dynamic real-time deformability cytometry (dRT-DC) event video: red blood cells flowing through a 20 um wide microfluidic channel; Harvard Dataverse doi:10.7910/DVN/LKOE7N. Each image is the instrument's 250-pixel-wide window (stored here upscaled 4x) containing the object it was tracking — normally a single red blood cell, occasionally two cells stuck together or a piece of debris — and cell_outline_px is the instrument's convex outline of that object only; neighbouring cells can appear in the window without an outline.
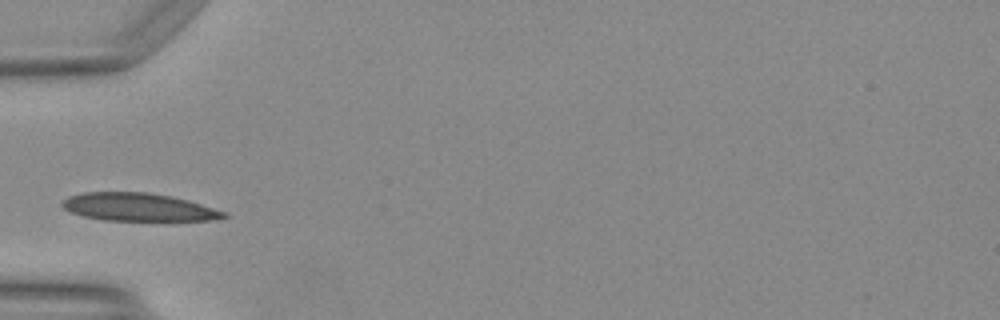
{"species": "Egyptian fruit bat (a non-hibernating species)", "species_latin": "Rousettus aegyptiacus", "temperature_condition": "warm", "stored_images_in_passage": 34, "camera_frame_rate_fps": 3000, "um_per_image_px": 0.085, "animal": {"sex": "female"}, "frame": {"image": 1, "passage_image": 1, "time_ms": 0.0, "image_size_px": [1000, 320], "cell_outline_px": [[228, 216], [212, 220], [104, 220], [80, 216], [68, 212], [60, 204], [68, 196], [84, 192], [148, 192], [172, 196], [188, 200], [228, 212]], "centroid_in_image_um": [11.74, 17.6], "position_along_channel_um": 73.3, "area_um2": 26.41}}
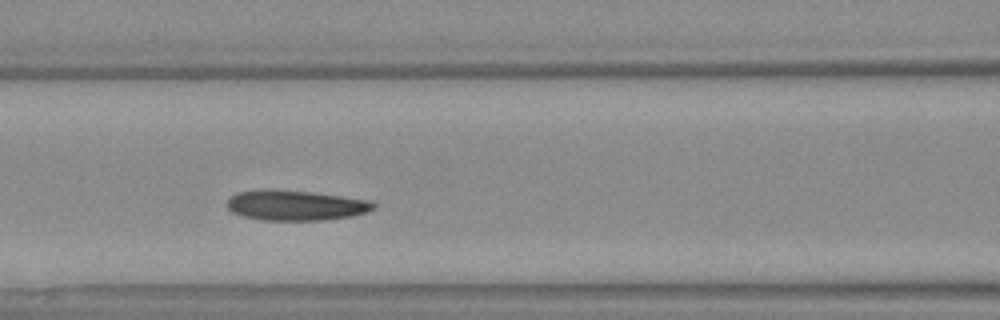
{"frame": {"image": 2, "passage_image": 6, "time_ms": 1.667, "image_size_px": [1000, 320], "cell_outline_px": [[376, 208], [368, 212], [352, 216], [324, 220], [260, 220], [244, 216], [232, 212], [228, 208], [228, 200], [236, 192], [312, 192], [368, 200], [376, 204]], "centroid_in_image_um": [25.22, 17.5], "position_along_channel_um": 141.4, "area_um2": 24.8}}